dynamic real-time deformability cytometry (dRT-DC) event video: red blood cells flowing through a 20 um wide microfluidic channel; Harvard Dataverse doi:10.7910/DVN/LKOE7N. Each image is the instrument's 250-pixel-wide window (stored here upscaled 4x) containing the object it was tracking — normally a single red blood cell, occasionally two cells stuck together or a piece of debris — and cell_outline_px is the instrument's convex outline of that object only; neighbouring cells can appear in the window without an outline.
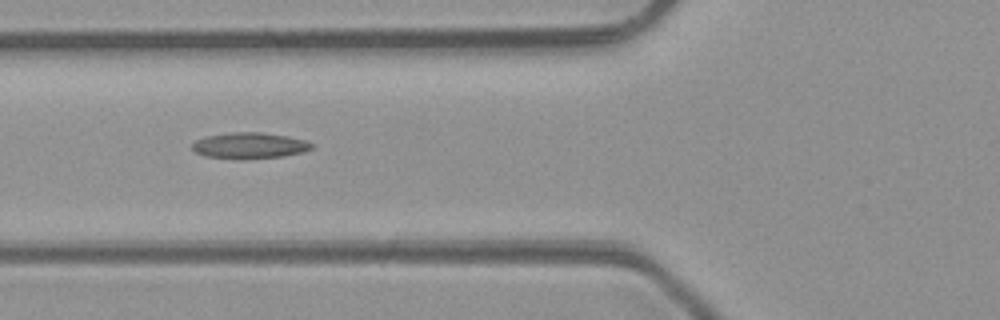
{"species": "common noctule bat (a hibernating species)", "species_latin": "Nyctalus noctula", "temperature_condition": "room temperature", "stored_images_in_passage": 5, "camera_frame_rate_fps": 3000, "um_per_image_px": 0.085, "animal": {"sex": "male", "body_mass_g": 23.1, "forearm_length_mm": 52.7}, "frame": {"image": 1, "passage_image": 5, "time_ms": 4.667, "image_size_px": [1000, 320], "cell_outline_px": [[312, 148], [300, 152], [284, 156], [244, 160], [240, 160], [208, 156], [196, 152], [192, 148], [192, 144], [196, 140], [208, 136], [232, 132], [260, 132], [288, 136], [308, 140], [312, 144]], "centroid_in_image_um": [21.23, 12.38], "position_along_channel_um": 104.6, "area_um2": 18.15}}